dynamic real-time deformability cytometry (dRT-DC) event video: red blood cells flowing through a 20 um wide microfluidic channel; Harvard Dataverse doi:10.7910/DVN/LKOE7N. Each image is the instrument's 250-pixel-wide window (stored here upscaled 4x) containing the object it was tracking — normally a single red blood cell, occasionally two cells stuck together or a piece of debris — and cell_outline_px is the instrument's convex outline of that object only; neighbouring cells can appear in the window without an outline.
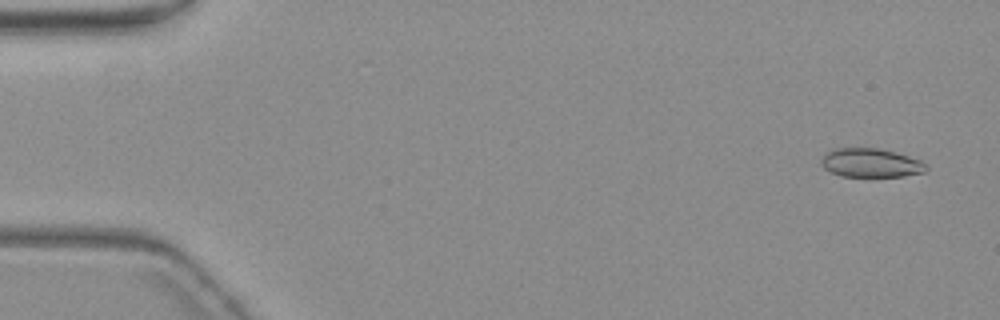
{"species": "common noctule bat (a hibernating species)", "species_latin": "Nyctalus noctula", "temperature_condition": "warm", "stored_images_in_passage": 5, "camera_frame_rate_fps": 3000, "um_per_image_px": 0.085, "animal": {"sex": "female", "body_mass_g": 19.3, "forearm_length_mm": 54.1}, "frame": {"image": 1, "passage_image": 1, "time_ms": 0.0, "image_size_px": [1000, 320], "cell_outline_px": [[928, 168], [924, 172], [904, 176], [840, 176], [824, 168], [820, 164], [820, 160], [828, 152], [836, 148], [880, 148], [908, 156], [920, 160], [928, 164]], "centroid_in_image_um": [74.03, 13.84], "position_along_channel_um": 11.0, "area_um2": 17.57}}
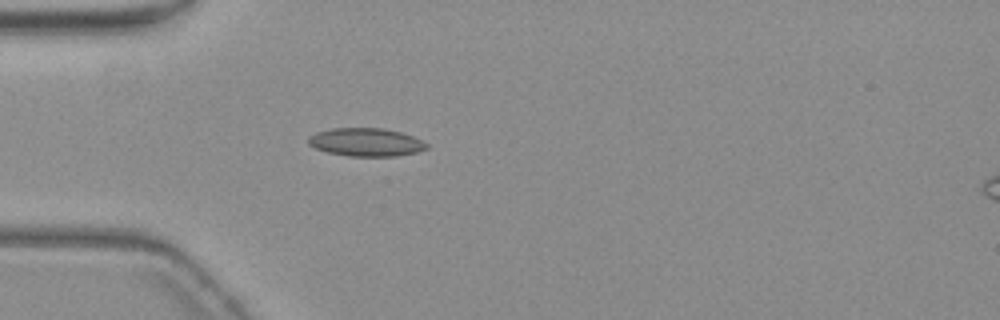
{"frame": {"image": 2, "passage_image": 5, "time_ms": 4.667, "image_size_px": [1000, 320], "cell_outline_px": [[428, 148], [416, 152], [396, 156], [348, 156], [328, 152], [316, 148], [308, 144], [308, 136], [316, 132], [332, 128], [384, 128], [400, 132], [412, 136], [428, 144]], "centroid_in_image_um": [31.09, 12.08], "position_along_channel_um": 53.9, "area_um2": 19.36}}